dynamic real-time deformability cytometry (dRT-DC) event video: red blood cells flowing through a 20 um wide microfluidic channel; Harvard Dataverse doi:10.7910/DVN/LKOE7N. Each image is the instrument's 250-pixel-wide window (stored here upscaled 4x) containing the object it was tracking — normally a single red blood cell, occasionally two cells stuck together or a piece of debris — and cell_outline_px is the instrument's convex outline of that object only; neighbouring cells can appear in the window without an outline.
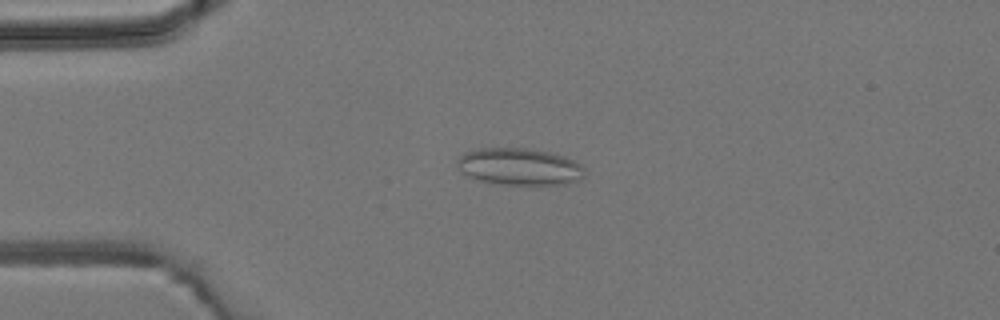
{"species": "common noctule bat (a hibernating species)", "species_latin": "Nyctalus noctula", "temperature_condition": "room temperature", "stored_images_in_passage": 5, "camera_frame_rate_fps": 3000, "um_per_image_px": 0.085, "animal": {"sex": "male", "body_mass_g": 19.2, "forearm_length_mm": 51.8}, "frame": {"image": 1, "passage_image": 5, "time_ms": 4.667, "image_size_px": [1000, 320], "cell_outline_px": [[584, 176], [580, 180], [564, 184], [500, 184], [480, 180], [468, 176], [456, 164], [456, 160], [464, 152], [480, 148], [528, 148], [548, 152], [564, 156], [572, 160], [584, 168]], "centroid_in_image_um": [44.14, 14.16], "position_along_channel_um": 40.9, "area_um2": 27.22}}